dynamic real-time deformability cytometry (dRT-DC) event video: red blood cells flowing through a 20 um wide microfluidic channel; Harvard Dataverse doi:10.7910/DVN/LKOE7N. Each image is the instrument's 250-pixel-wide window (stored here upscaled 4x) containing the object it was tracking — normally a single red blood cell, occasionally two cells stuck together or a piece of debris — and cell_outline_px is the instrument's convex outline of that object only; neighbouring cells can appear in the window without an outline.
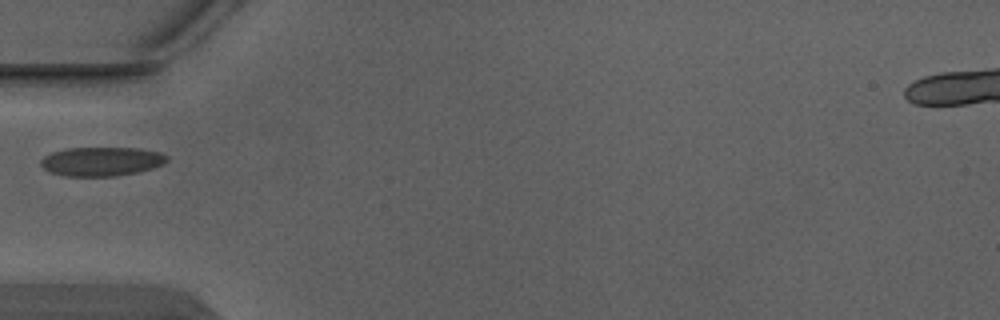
{"species": "Egyptian fruit bat (a non-hibernating species)", "species_latin": "Rousettus aegyptiacus", "temperature_condition": "warm", "stored_images_in_passage": 1, "camera_frame_rate_fps": 3000, "um_per_image_px": 0.085, "animal": {"sex": "male"}, "frame": {"image": 1, "passage_image": 1, "time_ms": 0.0, "image_size_px": [1000, 320], "cell_outline_px": [[168, 160], [164, 164], [152, 168], [136, 172], [116, 176], [64, 176], [48, 172], [40, 164], [40, 160], [44, 156], [52, 152], [68, 148], [140, 148], [160, 152], [168, 156]], "centroid_in_image_um": [8.62, 13.72], "position_along_channel_um": 76.4, "area_um2": 21.44}}